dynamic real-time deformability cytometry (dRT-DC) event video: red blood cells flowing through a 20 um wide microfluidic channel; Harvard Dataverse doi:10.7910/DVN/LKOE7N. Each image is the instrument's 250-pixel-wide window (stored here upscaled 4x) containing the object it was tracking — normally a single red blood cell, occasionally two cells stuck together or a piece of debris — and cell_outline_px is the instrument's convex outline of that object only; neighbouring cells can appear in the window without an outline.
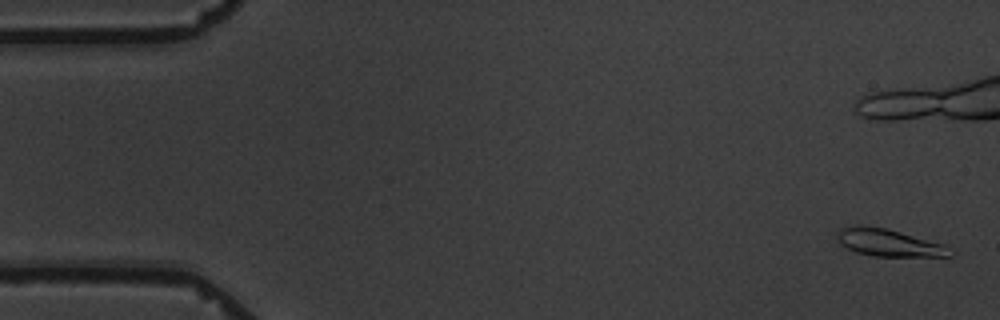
{"species": "common noctule bat (a hibernating species)", "species_latin": "Nyctalus noctula", "temperature_condition": "warm", "stored_images_in_passage": 4, "camera_frame_rate_fps": 3000, "um_per_image_px": 0.085, "animal": {"sex": "male", "body_mass_g": 19.5, "forearm_length_mm": 54.6}, "frame": {"image": 1, "passage_image": 1, "time_ms": 0.0, "image_size_px": [1000, 320], "cell_outline_px": [[956, 252], [952, 256], [872, 256], [856, 252], [840, 244], [836, 236], [836, 232], [840, 228], [856, 224], [860, 224], [884, 228], [900, 232], [944, 244]], "centroid_in_image_um": [75.53, 20.62], "position_along_channel_um": 9.5, "area_um2": 18.09}}